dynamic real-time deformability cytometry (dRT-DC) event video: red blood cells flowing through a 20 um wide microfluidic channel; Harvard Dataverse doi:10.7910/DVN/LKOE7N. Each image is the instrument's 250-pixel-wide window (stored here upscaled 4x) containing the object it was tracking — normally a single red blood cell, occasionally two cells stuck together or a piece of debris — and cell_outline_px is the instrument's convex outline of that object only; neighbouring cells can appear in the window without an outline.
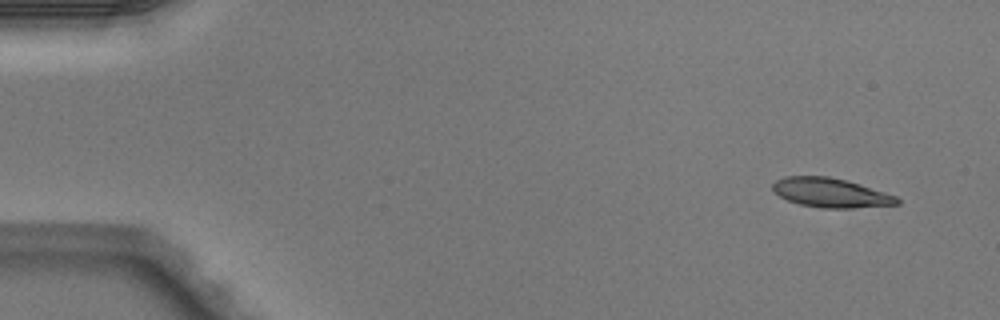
{"species": "Egyptian fruit bat (a non-hibernating species)", "species_latin": "Rousettus aegyptiacus", "temperature_condition": "warm", "stored_images_in_passage": 5, "segment_of_instrument_passage": [2, 2], "camera_frame_rate_fps": 3000, "um_per_image_px": 0.085, "animal": {"sex": "male"}, "frame": {"image": 1, "passage_image": 5, "time_ms": 1.333, "image_size_px": [1000, 320], "cell_outline_px": [[900, 204], [852, 208], [824, 208], [800, 204], [788, 200], [780, 196], [772, 188], [772, 184], [776, 180], [784, 176], [828, 176], [848, 180], [896, 196], [900, 200]], "centroid_in_image_um": [70.61, 16.38], "position_along_channel_um": 14.4, "area_um2": 21.15}}